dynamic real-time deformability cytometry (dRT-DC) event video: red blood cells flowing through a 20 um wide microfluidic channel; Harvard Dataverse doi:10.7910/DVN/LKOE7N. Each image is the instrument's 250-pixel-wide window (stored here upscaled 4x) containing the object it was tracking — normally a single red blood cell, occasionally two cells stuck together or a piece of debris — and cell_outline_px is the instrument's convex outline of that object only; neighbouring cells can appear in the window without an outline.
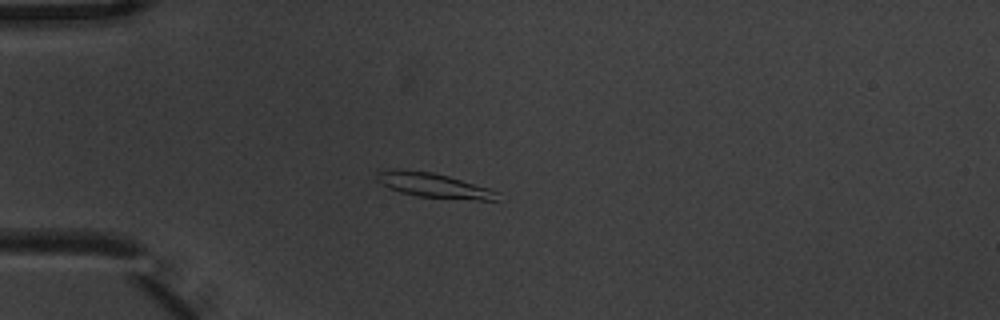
{"species": "common noctule bat (a hibernating species)", "species_latin": "Nyctalus noctula", "temperature_condition": "warm", "stored_images_in_passage": 14, "camera_frame_rate_fps": 3000, "um_per_image_px": 0.085, "animal": {"sex": "male", "body_mass_g": 20.1, "forearm_length_mm": 53.5}, "frame": {"image": 1, "passage_image": 3, "time_ms": 0.667, "image_size_px": [1000, 320], "cell_outline_px": [[500, 192], [496, 200], [476, 200], [420, 196], [400, 192], [388, 188], [376, 180], [376, 172], [432, 172], [448, 176], [488, 188]], "centroid_in_image_um": [36.96, 15.8], "position_along_channel_um": 48.0, "area_um2": 16.36}}
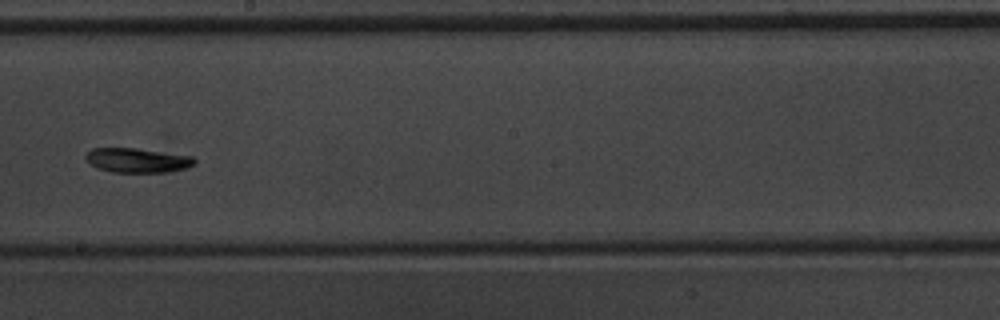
{"frame": {"image": 2, "passage_image": 8, "time_ms": 2.333, "image_size_px": [1000, 320], "cell_outline_px": [[196, 164], [184, 168], [168, 172], [112, 172], [96, 168], [88, 164], [84, 156], [92, 148], [136, 148], [192, 156], [196, 160]], "centroid_in_image_um": [11.64, 13.63], "position_along_channel_um": 236.6, "area_um2": 15.61}}
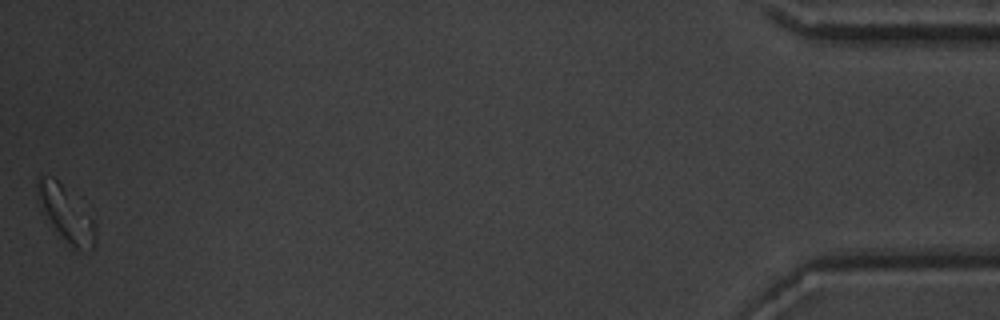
{"frame": {"image": 3, "passage_image": 14, "time_ms": 4.333, "image_size_px": [1000, 320], "cell_outline_px": [[96, 244], [92, 248], [72, 248], [56, 236], [40, 212], [36, 196], [36, 176], [52, 176], [60, 184], [96, 224]], "centroid_in_image_um": [5.49, 18.22], "position_along_channel_um": 429.7, "area_um2": 18.9}}